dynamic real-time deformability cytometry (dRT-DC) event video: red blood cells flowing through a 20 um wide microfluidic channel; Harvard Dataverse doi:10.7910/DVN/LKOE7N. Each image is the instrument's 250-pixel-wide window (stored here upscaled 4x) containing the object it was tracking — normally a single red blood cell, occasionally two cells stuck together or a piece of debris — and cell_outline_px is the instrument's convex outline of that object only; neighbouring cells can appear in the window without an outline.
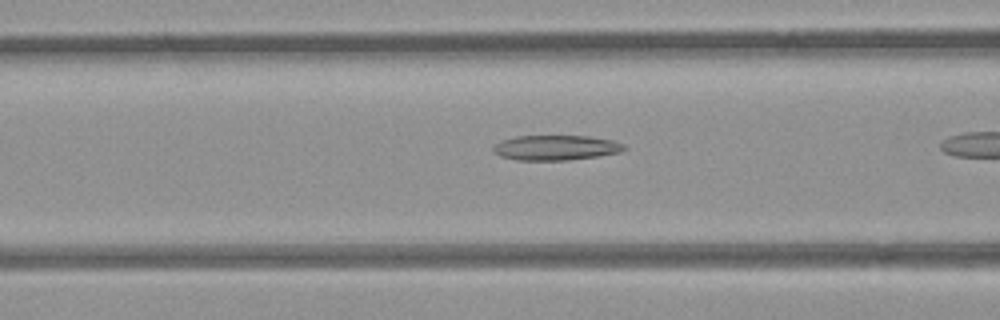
{"species": "common noctule bat (a hibernating species)", "species_latin": "Nyctalus noctula", "temperature_condition": "room temperature", "stored_images_in_passage": 26, "camera_frame_rate_fps": 3000, "um_per_image_px": 0.085, "animal": {"sex": "female", "body_mass_g": 21.9}, "frame": {"image": 1, "passage_image": 12, "time_ms": 3.667, "image_size_px": [1000, 320], "cell_outline_px": [[628, 148], [620, 152], [596, 156], [568, 160], [516, 160], [500, 156], [492, 152], [492, 144], [500, 140], [516, 136], [588, 136], [612, 140], [624, 144]], "centroid_in_image_um": [47.18, 12.55], "position_along_channel_um": 119.4, "area_um2": 19.25}}
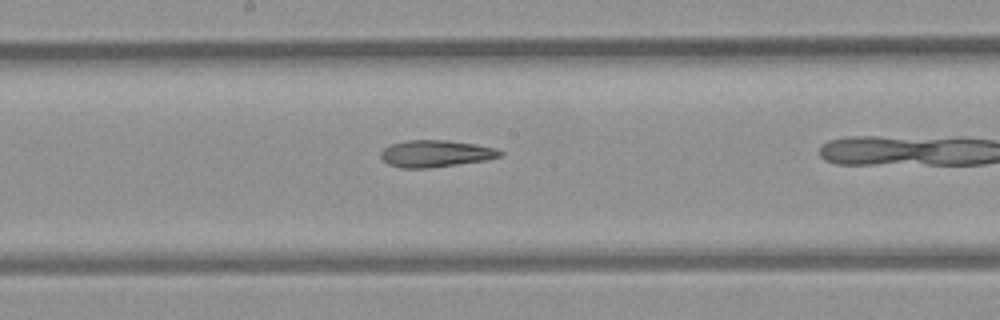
{"frame": {"image": 2, "passage_image": 19, "time_ms": 6.0, "image_size_px": [1000, 320], "cell_outline_px": [[504, 152], [500, 156], [484, 160], [428, 168], [400, 168], [388, 164], [380, 156], [380, 152], [384, 148], [392, 144], [408, 140], [444, 140], [476, 144], [496, 148]], "centroid_in_image_um": [37.01, 13.05], "position_along_channel_um": 211.2, "area_um2": 18.5}}
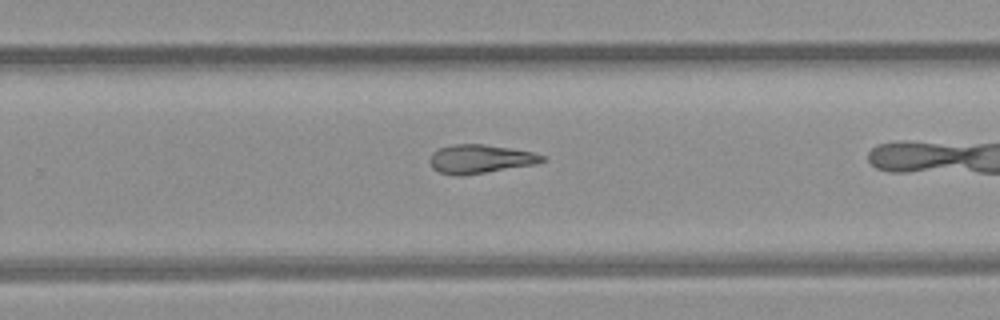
{"frame": {"image": 3, "passage_image": 25, "time_ms": 8.0, "image_size_px": [1000, 320], "cell_outline_px": [[548, 160], [536, 164], [460, 176], [456, 176], [440, 172], [432, 168], [428, 160], [432, 152], [440, 148], [452, 144], [484, 144], [512, 148], [532, 152], [544, 156]], "centroid_in_image_um": [40.81, 13.51], "position_along_channel_um": 289.0, "area_um2": 18.9}}